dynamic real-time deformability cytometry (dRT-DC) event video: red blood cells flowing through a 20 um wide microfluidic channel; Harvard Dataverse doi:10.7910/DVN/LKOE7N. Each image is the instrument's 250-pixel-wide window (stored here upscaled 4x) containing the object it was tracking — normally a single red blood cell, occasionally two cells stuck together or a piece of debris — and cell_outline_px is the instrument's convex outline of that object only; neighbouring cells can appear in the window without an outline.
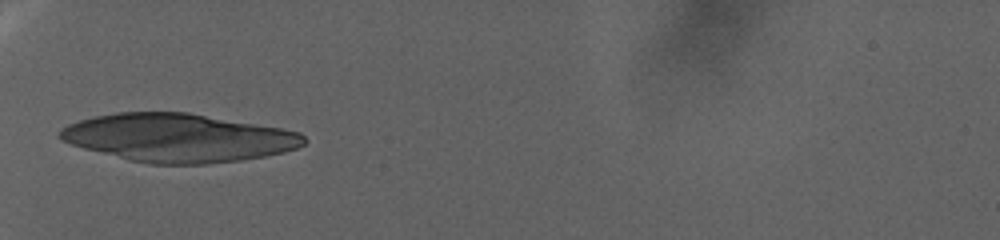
{"species": "human", "species_latin": "Homo sapiens", "temperature_condition": "warm", "stored_images_in_passage": 5, "camera_frame_rate_fps": 3000, "um_per_image_px": 0.085, "donor": {"sex": "female"}, "frame": {"image": 1, "passage_image": 1, "time_ms": 0.0, "image_size_px": [1000, 240], "cell_outline_px": [[308, 140], [304, 144], [296, 148], [284, 152], [264, 156], [240, 160], [208, 164], [148, 164], [84, 148], [72, 144], [56, 136], [68, 124], [92, 116], [116, 112], [188, 112], [280, 128], [300, 132]], "centroid_in_image_um": [15.17, 11.71], "position_along_channel_um": 69.8, "area_um2": 68.2}}